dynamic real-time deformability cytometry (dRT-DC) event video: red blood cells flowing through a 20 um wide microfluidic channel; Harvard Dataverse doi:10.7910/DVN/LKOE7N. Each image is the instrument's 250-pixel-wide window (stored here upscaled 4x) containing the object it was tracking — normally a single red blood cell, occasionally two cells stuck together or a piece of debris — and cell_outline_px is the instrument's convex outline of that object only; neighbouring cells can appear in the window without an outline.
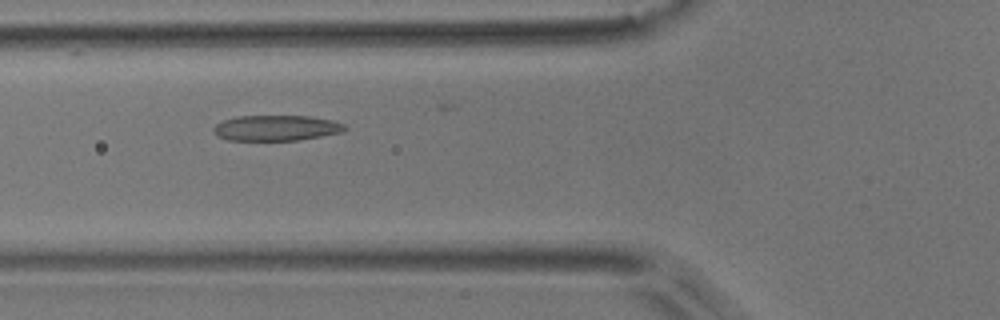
{"species": "common noctule bat (a hibernating species)", "species_latin": "Nyctalus noctula", "temperature_condition": "room temperature", "stored_images_in_passage": 10, "camera_frame_rate_fps": 3000, "um_per_image_px": 0.085, "animal": {"sex": "male", "body_mass_g": 17.9}, "frame": {"image": 1, "passage_image": 6, "time_ms": 1.667, "image_size_px": [1000, 320], "cell_outline_px": [[348, 128], [344, 132], [296, 140], [228, 140], [220, 136], [212, 128], [216, 124], [224, 120], [236, 116], [312, 116], [332, 120], [344, 124]], "centroid_in_image_um": [23.53, 10.87], "position_along_channel_um": 102.3, "area_um2": 19.42}}
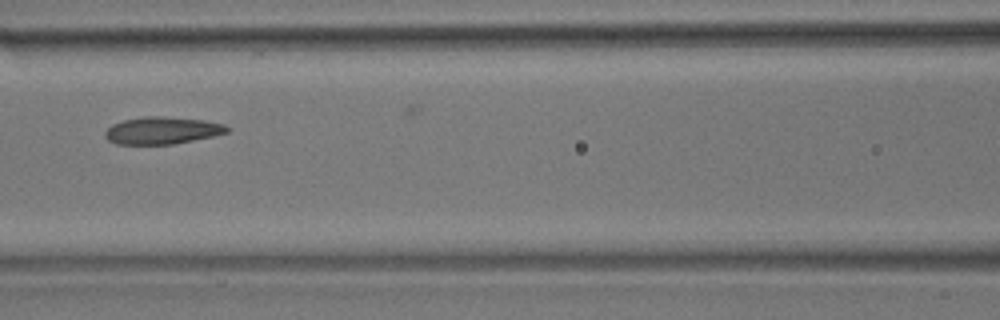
{"frame": {"image": 2, "passage_image": 7, "time_ms": 2.0, "image_size_px": [1000, 320], "cell_outline_px": [[228, 132], [212, 136], [172, 144], [116, 144], [108, 140], [104, 136], [104, 132], [112, 124], [124, 120], [144, 116], [164, 116], [204, 120], [224, 124], [228, 128]], "centroid_in_image_um": [13.75, 11.08], "position_along_channel_um": 152.9, "area_um2": 19.25}}